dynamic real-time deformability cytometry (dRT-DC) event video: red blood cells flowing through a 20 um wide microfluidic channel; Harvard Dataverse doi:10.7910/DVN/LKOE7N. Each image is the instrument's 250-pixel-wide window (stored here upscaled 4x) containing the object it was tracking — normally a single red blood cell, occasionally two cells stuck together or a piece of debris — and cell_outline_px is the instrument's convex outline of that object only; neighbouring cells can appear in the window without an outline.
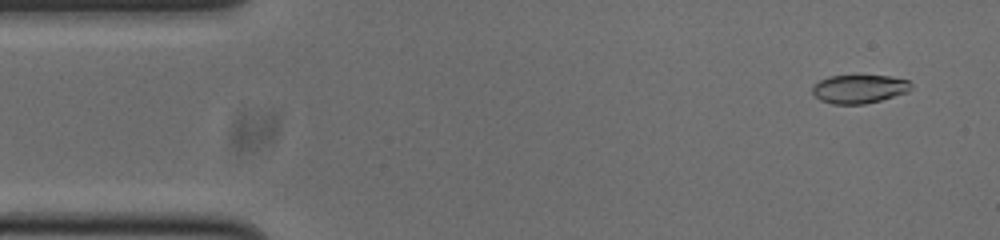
{"species": "common noctule bat (a hibernating species)", "species_latin": "Nyctalus noctula", "temperature_condition": "cold", "stored_images_in_passage": 53, "camera_frame_rate_fps": 3000, "um_per_image_px": 0.085, "animal": {"sex": "male", "body_mass_g": 20.0, "forearm_length_mm": 53.3}, "frame": {"image": 1, "passage_image": 3, "time_ms": 0.667, "image_size_px": [1000, 240], "cell_outline_px": [[912, 88], [908, 92], [880, 100], [864, 104], [832, 104], [820, 100], [812, 92], [812, 88], [820, 80], [828, 76], [892, 76], [908, 80], [912, 84]], "centroid_in_image_um": [73.05, 7.56], "position_along_channel_um": 11.9, "area_um2": 16.36}}
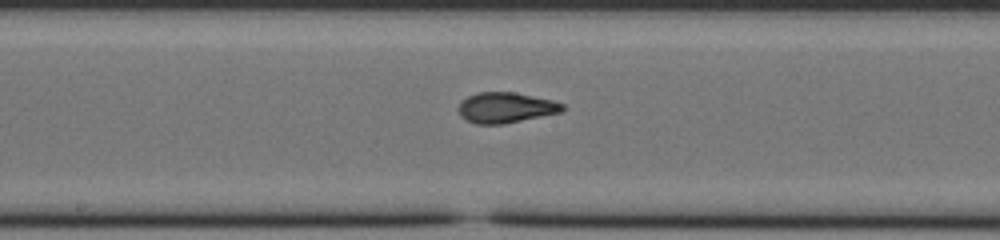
{"frame": {"image": 2, "passage_image": 26, "time_ms": 8.333, "image_size_px": [1000, 240], "cell_outline_px": [[564, 108], [560, 112], [504, 124], [476, 124], [460, 116], [456, 108], [460, 100], [476, 92], [516, 92], [552, 100], [564, 104]], "centroid_in_image_um": [42.93, 9.14], "position_along_channel_um": 205.3, "area_um2": 18.61}}
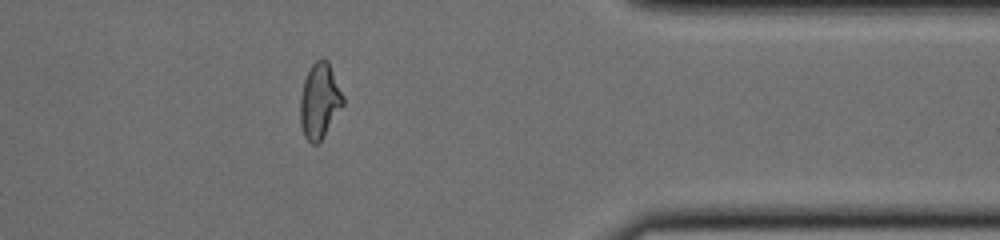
{"frame": {"image": 3, "passage_image": 42, "time_ms": 13.667, "image_size_px": [1000, 240], "cell_outline_px": [[344, 104], [320, 140], [316, 144], [312, 144], [304, 136], [300, 124], [300, 96], [304, 80], [312, 64], [320, 56], [328, 60], [344, 96]], "centroid_in_image_um": [27.16, 8.53], "position_along_channel_um": 384.2, "area_um2": 18.73}, "authors_computed_cell_mechanics": {"area_um2": 18.3804, "velocity_mm_per_s": 3.7853, "shape_relaxation_time_tau1_ms": null, "shape_relaxation_time_tau2_ms": 1.4242, "deformation_change_tau1": null, "deformation_change_tau2": 0.0717}}